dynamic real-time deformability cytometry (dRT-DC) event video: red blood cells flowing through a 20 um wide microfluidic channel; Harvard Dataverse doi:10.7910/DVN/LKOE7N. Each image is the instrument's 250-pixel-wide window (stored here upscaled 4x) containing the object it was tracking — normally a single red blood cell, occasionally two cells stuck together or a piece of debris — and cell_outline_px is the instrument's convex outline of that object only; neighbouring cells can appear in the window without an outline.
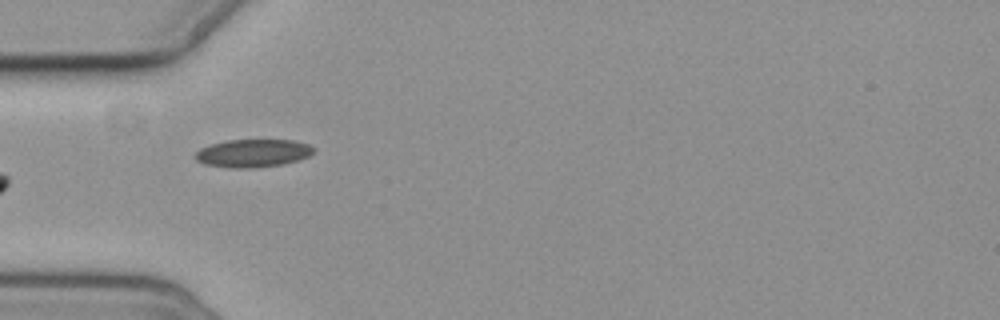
{"species": "common noctule bat (a hibernating species)", "species_latin": "Nyctalus noctula", "temperature_condition": "cold", "stored_images_in_passage": 6, "camera_frame_rate_fps": 3000, "um_per_image_px": 0.085, "animal": {"sex": "female", "body_mass_g": 19.3, "forearm_length_mm": 54.1}, "frame": {"image": 1, "passage_image": 6, "time_ms": 5.667, "image_size_px": [1000, 320], "cell_outline_px": [[316, 148], [308, 156], [284, 164], [252, 168], [228, 168], [204, 164], [196, 160], [192, 156], [200, 148], [212, 144], [228, 140], [292, 140], [308, 144]], "centroid_in_image_um": [21.46, 13.03], "position_along_channel_um": 63.5, "area_um2": 19.31}}